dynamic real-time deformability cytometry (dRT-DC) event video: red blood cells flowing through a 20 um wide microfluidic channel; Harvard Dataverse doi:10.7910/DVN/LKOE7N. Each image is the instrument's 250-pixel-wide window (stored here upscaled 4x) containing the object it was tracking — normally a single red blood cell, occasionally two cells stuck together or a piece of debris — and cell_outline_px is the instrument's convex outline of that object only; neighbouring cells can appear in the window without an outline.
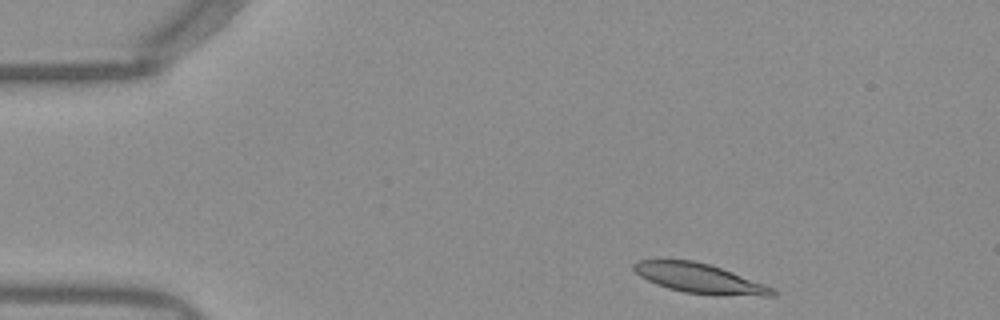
{"species": "Egyptian fruit bat (a non-hibernating species)", "species_latin": "Rousettus aegyptiacus", "temperature_condition": "warm", "stored_images_in_passage": 38, "camera_frame_rate_fps": 3000, "um_per_image_px": 0.085, "frame": {"image": 1, "passage_image": 2, "time_ms": 0.333, "image_size_px": [1000, 320], "cell_outline_px": [[776, 296], [716, 296], [684, 292], [668, 288], [656, 284], [640, 276], [632, 268], [632, 264], [636, 260], [692, 260], [708, 264], [732, 272], [776, 288]], "centroid_in_image_um": [59.5, 23.69], "position_along_channel_um": 25.5, "area_um2": 24.16}}
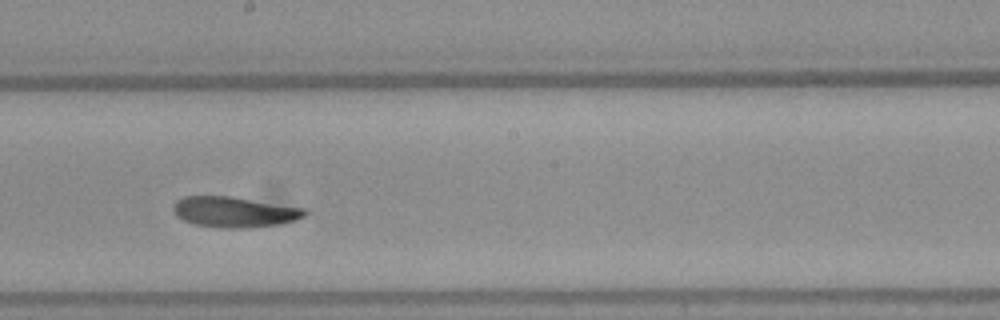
{"frame": {"image": 2, "passage_image": 23, "time_ms": 7.333, "image_size_px": [1000, 320], "cell_outline_px": [[308, 216], [296, 220], [276, 224], [248, 228], [216, 228], [192, 224], [176, 216], [172, 208], [176, 200], [184, 196], [232, 196], [308, 208]], "centroid_in_image_um": [19.95, 18.01], "position_along_channel_um": 228.2, "area_um2": 23.93}}
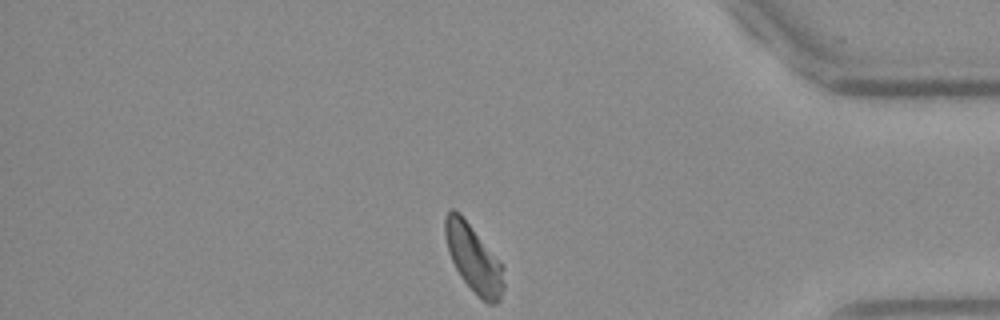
{"frame": {"image": 3, "passage_image": 38, "time_ms": 12.333, "image_size_px": [1000, 320], "cell_outline_px": [[504, 288], [500, 300], [496, 304], [488, 304], [480, 300], [460, 276], [448, 252], [444, 236], [444, 216], [452, 208], [460, 212], [504, 268]], "centroid_in_image_um": [40.24, 22.0], "position_along_channel_um": 395.0, "area_um2": 23.12}, "authors_computed_cell_mechanics": {"area_um2": 23.9581, "velocity_mm_per_s": 3.9045, "shape_relaxation_time_tau1_ms": 7.7862, "shape_relaxation_time_tau2_ms": 2.5418, "deformation_change_tau1": 0.1854, "deformation_change_tau2": 0.0762}}